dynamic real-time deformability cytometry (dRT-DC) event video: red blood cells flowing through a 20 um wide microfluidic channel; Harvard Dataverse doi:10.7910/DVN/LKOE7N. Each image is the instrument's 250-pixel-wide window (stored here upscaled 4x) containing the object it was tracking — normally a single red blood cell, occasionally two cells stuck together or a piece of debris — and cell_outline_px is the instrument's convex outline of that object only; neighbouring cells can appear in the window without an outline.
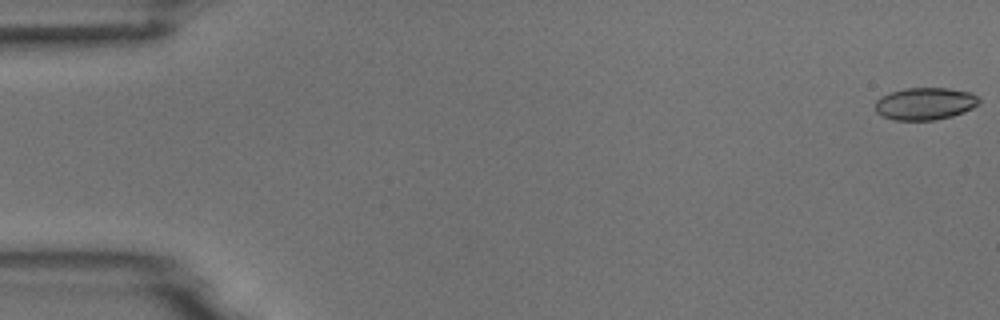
{"species": "common noctule bat (a hibernating species)", "species_latin": "Nyctalus noctula", "temperature_condition": "room temperature", "stored_images_in_passage": 6, "camera_frame_rate_fps": 3000, "um_per_image_px": 0.085, "animal": {"sex": "male", "body_mass_g": 18.8}, "frame": {"image": 1, "passage_image": 1, "time_ms": 0.0, "image_size_px": [1000, 320], "cell_outline_px": [[980, 104], [964, 112], [952, 116], [936, 120], [892, 120], [876, 112], [876, 100], [880, 96], [904, 88], [948, 88], [972, 92], [980, 100]], "centroid_in_image_um": [78.65, 8.81], "position_along_channel_um": 6.4, "area_um2": 19.65}}
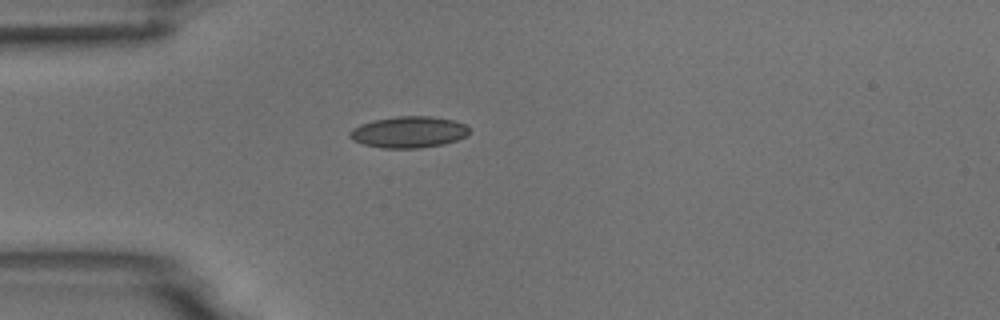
{"frame": {"image": 2, "passage_image": 5, "time_ms": 4.667, "image_size_px": [1000, 320], "cell_outline_px": [[468, 132], [464, 136], [456, 140], [444, 144], [420, 148], [380, 148], [364, 144], [352, 140], [348, 136], [352, 128], [360, 124], [372, 120], [396, 116], [432, 116], [452, 120], [464, 124], [468, 128]], "centroid_in_image_um": [34.69, 11.22], "position_along_channel_um": 50.3, "area_um2": 21.85}}